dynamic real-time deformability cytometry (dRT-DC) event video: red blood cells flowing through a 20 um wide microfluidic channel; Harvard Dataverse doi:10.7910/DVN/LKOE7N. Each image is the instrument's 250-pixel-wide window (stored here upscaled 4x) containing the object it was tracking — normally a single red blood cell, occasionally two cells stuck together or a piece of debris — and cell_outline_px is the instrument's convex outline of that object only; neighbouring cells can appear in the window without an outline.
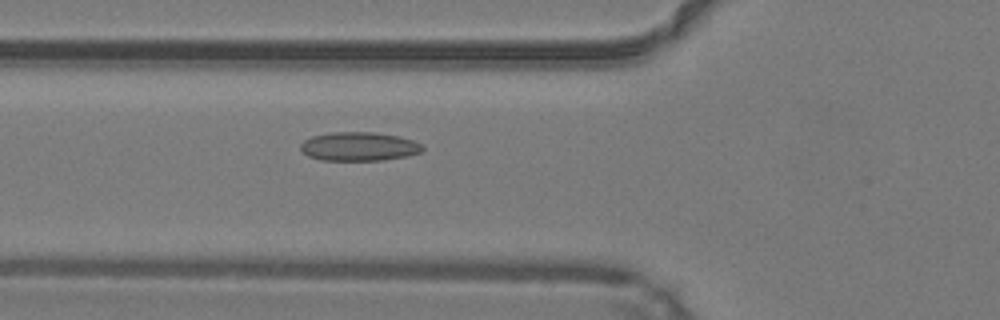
{"species": "common noctule bat (a hibernating species)", "species_latin": "Nyctalus noctula", "temperature_condition": "warm", "stored_images_in_passage": 37, "camera_frame_rate_fps": 3000, "um_per_image_px": 0.085, "animal": {"sex": "male", "body_mass_g": 19.2, "forearm_length_mm": 51.8}, "frame": {"image": 1, "passage_image": 6, "time_ms": 1.667, "image_size_px": [1000, 320], "cell_outline_px": [[424, 148], [420, 152], [408, 156], [384, 160], [320, 160], [308, 156], [300, 148], [300, 144], [304, 140], [312, 136], [332, 132], [372, 132], [396, 136], [412, 140], [420, 144]], "centroid_in_image_um": [30.49, 12.45], "position_along_channel_um": 95.3, "area_um2": 20.35}}
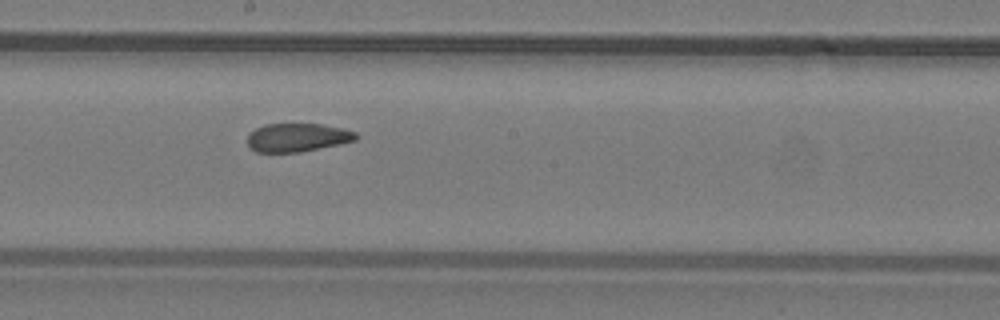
{"frame": {"image": 2, "passage_image": 15, "time_ms": 4.667, "image_size_px": [1000, 320], "cell_outline_px": [[360, 136], [356, 140], [300, 152], [256, 152], [248, 148], [248, 132], [264, 124], [320, 124], [340, 128], [356, 132]], "centroid_in_image_um": [25.23, 11.68], "position_along_channel_um": 223.0, "area_um2": 17.98}}
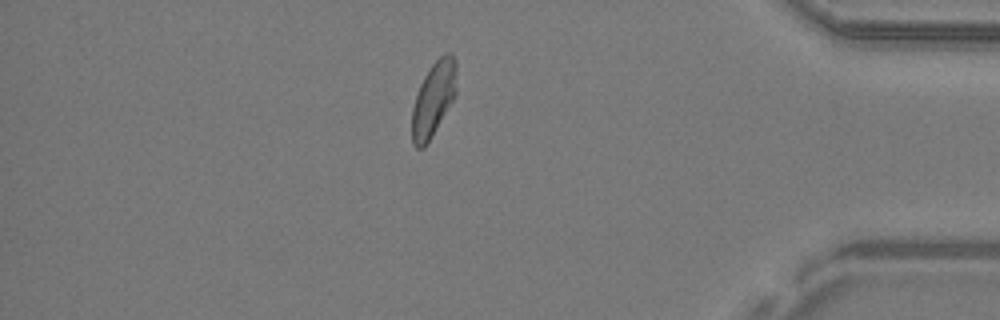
{"frame": {"image": 3, "passage_image": 30, "time_ms": 9.667, "image_size_px": [1000, 320], "cell_outline_px": [[456, 96], [432, 136], [424, 148], [416, 148], [412, 144], [412, 108], [420, 84], [424, 76], [432, 64], [444, 52], [452, 52], [456, 60]], "centroid_in_image_um": [36.86, 8.4], "position_along_channel_um": 398.3, "area_um2": 19.54}, "authors_computed_cell_mechanics": {"area_um2": 19.4208, "velocity_mm_per_s": 4.2315, "shape_relaxation_time_tau1_ms": null, "shape_relaxation_time_tau2_ms": 1.8115, "deformation_change_tau1": null, "deformation_change_tau2": 0.0715}}